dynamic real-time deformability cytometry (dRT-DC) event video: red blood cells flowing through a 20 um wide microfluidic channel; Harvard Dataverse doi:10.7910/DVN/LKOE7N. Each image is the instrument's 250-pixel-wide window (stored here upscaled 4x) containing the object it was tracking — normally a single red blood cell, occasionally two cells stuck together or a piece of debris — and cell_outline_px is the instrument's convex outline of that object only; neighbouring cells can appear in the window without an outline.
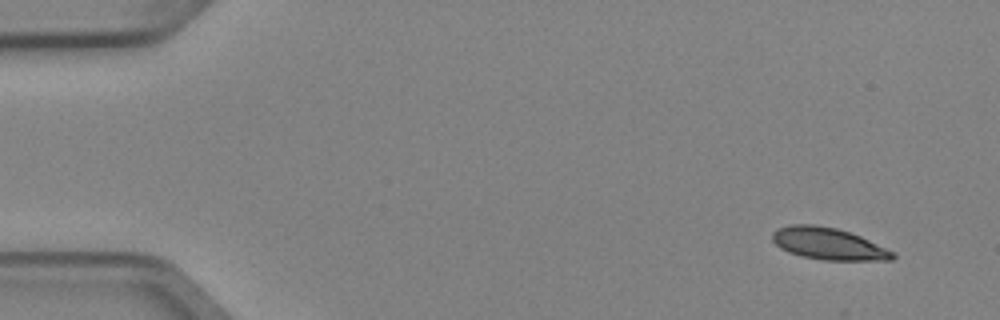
{"species": "Egyptian fruit bat (a non-hibernating species)", "species_latin": "Rousettus aegyptiacus", "temperature_condition": "cold", "stored_images_in_passage": 4, "camera_frame_rate_fps": 3000, "um_per_image_px": 0.085, "animal": {"sex": "female"}, "frame": {"image": 1, "passage_image": 1, "time_ms": 0.0, "image_size_px": [1000, 320], "cell_outline_px": [[896, 256], [892, 260], [824, 260], [800, 256], [788, 252], [780, 248], [772, 240], [772, 232], [776, 228], [788, 224], [816, 224], [836, 228], [860, 236], [896, 252]], "centroid_in_image_um": [70.39, 20.71], "position_along_channel_um": 14.6, "area_um2": 22.6}}
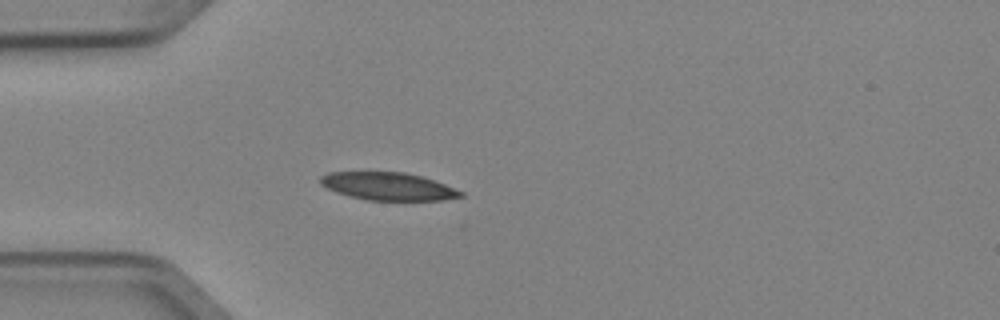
{"frame": {"image": 2, "passage_image": 4, "time_ms": 1.0, "image_size_px": [1000, 320], "cell_outline_px": [[464, 196], [440, 200], [368, 200], [336, 192], [320, 184], [320, 176], [328, 172], [404, 172], [424, 176], [464, 192]], "centroid_in_image_um": [33.0, 15.83], "position_along_channel_um": 52.0, "area_um2": 22.6}}